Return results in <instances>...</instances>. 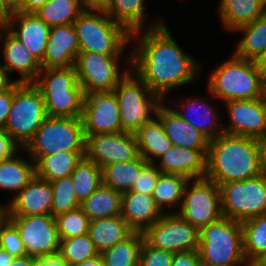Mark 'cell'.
Returning <instances> with one entry per match:
<instances>
[{"mask_svg":"<svg viewBox=\"0 0 266 266\" xmlns=\"http://www.w3.org/2000/svg\"><path fill=\"white\" fill-rule=\"evenodd\" d=\"M134 39L139 43L130 51L131 69L163 99L174 88L193 82L202 68L182 50L164 23L132 33Z\"/></svg>","mask_w":266,"mask_h":266,"instance_id":"cell-1","label":"cell"},{"mask_svg":"<svg viewBox=\"0 0 266 266\" xmlns=\"http://www.w3.org/2000/svg\"><path fill=\"white\" fill-rule=\"evenodd\" d=\"M263 172L257 139L223 133L209 141L205 178L220 186L254 178Z\"/></svg>","mask_w":266,"mask_h":266,"instance_id":"cell-2","label":"cell"},{"mask_svg":"<svg viewBox=\"0 0 266 266\" xmlns=\"http://www.w3.org/2000/svg\"><path fill=\"white\" fill-rule=\"evenodd\" d=\"M33 84L42 94L47 116L82 117L85 93L74 66L42 69Z\"/></svg>","mask_w":266,"mask_h":266,"instance_id":"cell-3","label":"cell"},{"mask_svg":"<svg viewBox=\"0 0 266 266\" xmlns=\"http://www.w3.org/2000/svg\"><path fill=\"white\" fill-rule=\"evenodd\" d=\"M209 93L219 100H250L263 97V79L255 61L234 54L212 71L207 83Z\"/></svg>","mask_w":266,"mask_h":266,"instance_id":"cell-4","label":"cell"},{"mask_svg":"<svg viewBox=\"0 0 266 266\" xmlns=\"http://www.w3.org/2000/svg\"><path fill=\"white\" fill-rule=\"evenodd\" d=\"M73 27L78 37L79 52L123 55V50L131 42V34L104 10H84Z\"/></svg>","mask_w":266,"mask_h":266,"instance_id":"cell-5","label":"cell"},{"mask_svg":"<svg viewBox=\"0 0 266 266\" xmlns=\"http://www.w3.org/2000/svg\"><path fill=\"white\" fill-rule=\"evenodd\" d=\"M200 260L222 266H250L243 249L241 223L222 216L199 230Z\"/></svg>","mask_w":266,"mask_h":266,"instance_id":"cell-6","label":"cell"},{"mask_svg":"<svg viewBox=\"0 0 266 266\" xmlns=\"http://www.w3.org/2000/svg\"><path fill=\"white\" fill-rule=\"evenodd\" d=\"M113 91L119 104L122 132L131 134H135L142 125L152 121L165 101L160 95L152 92L132 69Z\"/></svg>","mask_w":266,"mask_h":266,"instance_id":"cell-7","label":"cell"},{"mask_svg":"<svg viewBox=\"0 0 266 266\" xmlns=\"http://www.w3.org/2000/svg\"><path fill=\"white\" fill-rule=\"evenodd\" d=\"M22 149L35 163L59 151H85L82 119L47 116Z\"/></svg>","mask_w":266,"mask_h":266,"instance_id":"cell-8","label":"cell"},{"mask_svg":"<svg viewBox=\"0 0 266 266\" xmlns=\"http://www.w3.org/2000/svg\"><path fill=\"white\" fill-rule=\"evenodd\" d=\"M47 117L44 99L33 83H14L5 130L23 148Z\"/></svg>","mask_w":266,"mask_h":266,"instance_id":"cell-9","label":"cell"},{"mask_svg":"<svg viewBox=\"0 0 266 266\" xmlns=\"http://www.w3.org/2000/svg\"><path fill=\"white\" fill-rule=\"evenodd\" d=\"M222 215L237 222L266 214V171L243 181L220 186Z\"/></svg>","mask_w":266,"mask_h":266,"instance_id":"cell-10","label":"cell"},{"mask_svg":"<svg viewBox=\"0 0 266 266\" xmlns=\"http://www.w3.org/2000/svg\"><path fill=\"white\" fill-rule=\"evenodd\" d=\"M121 57L122 55L79 52L74 67L84 93L113 91L131 69V54L126 59L128 67L126 66L122 70L120 65Z\"/></svg>","mask_w":266,"mask_h":266,"instance_id":"cell-11","label":"cell"},{"mask_svg":"<svg viewBox=\"0 0 266 266\" xmlns=\"http://www.w3.org/2000/svg\"><path fill=\"white\" fill-rule=\"evenodd\" d=\"M177 213L198 230L219 220L223 216L219 185L207 178L189 180Z\"/></svg>","mask_w":266,"mask_h":266,"instance_id":"cell-12","label":"cell"},{"mask_svg":"<svg viewBox=\"0 0 266 266\" xmlns=\"http://www.w3.org/2000/svg\"><path fill=\"white\" fill-rule=\"evenodd\" d=\"M142 234L150 246L171 253L199 248V230L175 211L164 213Z\"/></svg>","mask_w":266,"mask_h":266,"instance_id":"cell-13","label":"cell"},{"mask_svg":"<svg viewBox=\"0 0 266 266\" xmlns=\"http://www.w3.org/2000/svg\"><path fill=\"white\" fill-rule=\"evenodd\" d=\"M9 220L18 229L27 256L42 258L58 254L60 237L54 216H9Z\"/></svg>","mask_w":266,"mask_h":266,"instance_id":"cell-14","label":"cell"},{"mask_svg":"<svg viewBox=\"0 0 266 266\" xmlns=\"http://www.w3.org/2000/svg\"><path fill=\"white\" fill-rule=\"evenodd\" d=\"M84 157L102 168L110 163L135 160L140 153L135 135L119 132L85 135Z\"/></svg>","mask_w":266,"mask_h":266,"instance_id":"cell-15","label":"cell"},{"mask_svg":"<svg viewBox=\"0 0 266 266\" xmlns=\"http://www.w3.org/2000/svg\"><path fill=\"white\" fill-rule=\"evenodd\" d=\"M81 119L85 135L122 132L115 92L85 94Z\"/></svg>","mask_w":266,"mask_h":266,"instance_id":"cell-16","label":"cell"},{"mask_svg":"<svg viewBox=\"0 0 266 266\" xmlns=\"http://www.w3.org/2000/svg\"><path fill=\"white\" fill-rule=\"evenodd\" d=\"M224 103L230 118V125L224 127V133L254 139L266 134V103L263 97Z\"/></svg>","mask_w":266,"mask_h":266,"instance_id":"cell-17","label":"cell"},{"mask_svg":"<svg viewBox=\"0 0 266 266\" xmlns=\"http://www.w3.org/2000/svg\"><path fill=\"white\" fill-rule=\"evenodd\" d=\"M0 42L3 43L2 54L5 60L2 67L8 75L16 71L21 77L15 82L34 83L42 70L41 62L23 46L22 42L7 27H0Z\"/></svg>","mask_w":266,"mask_h":266,"instance_id":"cell-18","label":"cell"},{"mask_svg":"<svg viewBox=\"0 0 266 266\" xmlns=\"http://www.w3.org/2000/svg\"><path fill=\"white\" fill-rule=\"evenodd\" d=\"M52 200L53 188L51 183L35 176L5 206L9 216L51 214Z\"/></svg>","mask_w":266,"mask_h":266,"instance_id":"cell-19","label":"cell"},{"mask_svg":"<svg viewBox=\"0 0 266 266\" xmlns=\"http://www.w3.org/2000/svg\"><path fill=\"white\" fill-rule=\"evenodd\" d=\"M154 163L161 173L184 176L189 180L205 178L207 171V149H188L174 146Z\"/></svg>","mask_w":266,"mask_h":266,"instance_id":"cell-20","label":"cell"},{"mask_svg":"<svg viewBox=\"0 0 266 266\" xmlns=\"http://www.w3.org/2000/svg\"><path fill=\"white\" fill-rule=\"evenodd\" d=\"M6 27L31 54L36 56L40 62L43 60L46 44L49 40L50 26L35 13L16 11L9 18Z\"/></svg>","mask_w":266,"mask_h":266,"instance_id":"cell-21","label":"cell"},{"mask_svg":"<svg viewBox=\"0 0 266 266\" xmlns=\"http://www.w3.org/2000/svg\"><path fill=\"white\" fill-rule=\"evenodd\" d=\"M79 54V42L73 25L53 26L46 44L42 69L74 66Z\"/></svg>","mask_w":266,"mask_h":266,"instance_id":"cell-22","label":"cell"},{"mask_svg":"<svg viewBox=\"0 0 266 266\" xmlns=\"http://www.w3.org/2000/svg\"><path fill=\"white\" fill-rule=\"evenodd\" d=\"M163 214L152 195L134 191L123 192L121 217L135 232L143 233Z\"/></svg>","mask_w":266,"mask_h":266,"instance_id":"cell-23","label":"cell"},{"mask_svg":"<svg viewBox=\"0 0 266 266\" xmlns=\"http://www.w3.org/2000/svg\"><path fill=\"white\" fill-rule=\"evenodd\" d=\"M156 116L160 119L167 137L174 146L208 149L209 140L165 103L159 107Z\"/></svg>","mask_w":266,"mask_h":266,"instance_id":"cell-24","label":"cell"},{"mask_svg":"<svg viewBox=\"0 0 266 266\" xmlns=\"http://www.w3.org/2000/svg\"><path fill=\"white\" fill-rule=\"evenodd\" d=\"M204 99L201 97L195 98L194 96L193 99L192 97L185 99L188 103L179 100L180 102H177V105L181 108H173V110L211 141L224 133V127H222L223 124H220V120H217L218 116L221 118L220 115ZM191 114H193V118Z\"/></svg>","mask_w":266,"mask_h":266,"instance_id":"cell-25","label":"cell"},{"mask_svg":"<svg viewBox=\"0 0 266 266\" xmlns=\"http://www.w3.org/2000/svg\"><path fill=\"white\" fill-rule=\"evenodd\" d=\"M144 0H108L104 12L116 23L122 25L130 34L163 24L162 19L151 21L144 27L146 14Z\"/></svg>","mask_w":266,"mask_h":266,"instance_id":"cell-26","label":"cell"},{"mask_svg":"<svg viewBox=\"0 0 266 266\" xmlns=\"http://www.w3.org/2000/svg\"><path fill=\"white\" fill-rule=\"evenodd\" d=\"M266 13L261 0H220L218 14L224 29L235 32Z\"/></svg>","mask_w":266,"mask_h":266,"instance_id":"cell-27","label":"cell"},{"mask_svg":"<svg viewBox=\"0 0 266 266\" xmlns=\"http://www.w3.org/2000/svg\"><path fill=\"white\" fill-rule=\"evenodd\" d=\"M134 232L121 215L89 222L88 235L100 253L129 238Z\"/></svg>","mask_w":266,"mask_h":266,"instance_id":"cell-28","label":"cell"},{"mask_svg":"<svg viewBox=\"0 0 266 266\" xmlns=\"http://www.w3.org/2000/svg\"><path fill=\"white\" fill-rule=\"evenodd\" d=\"M134 135L137 139L140 156L149 163H155L156 159L173 145L157 116L142 125Z\"/></svg>","mask_w":266,"mask_h":266,"instance_id":"cell-29","label":"cell"},{"mask_svg":"<svg viewBox=\"0 0 266 266\" xmlns=\"http://www.w3.org/2000/svg\"><path fill=\"white\" fill-rule=\"evenodd\" d=\"M12 156L0 162V189L15 192L16 196L35 176V162L20 156Z\"/></svg>","mask_w":266,"mask_h":266,"instance_id":"cell-30","label":"cell"},{"mask_svg":"<svg viewBox=\"0 0 266 266\" xmlns=\"http://www.w3.org/2000/svg\"><path fill=\"white\" fill-rule=\"evenodd\" d=\"M122 194L102 184L80 207L90 221L113 218L121 215Z\"/></svg>","mask_w":266,"mask_h":266,"instance_id":"cell-31","label":"cell"},{"mask_svg":"<svg viewBox=\"0 0 266 266\" xmlns=\"http://www.w3.org/2000/svg\"><path fill=\"white\" fill-rule=\"evenodd\" d=\"M84 153L85 151H59L45 155L35 163L36 176L48 182L70 176Z\"/></svg>","mask_w":266,"mask_h":266,"instance_id":"cell-32","label":"cell"},{"mask_svg":"<svg viewBox=\"0 0 266 266\" xmlns=\"http://www.w3.org/2000/svg\"><path fill=\"white\" fill-rule=\"evenodd\" d=\"M142 156L129 162L110 163L101 168L102 184L116 191L131 190L141 170L148 164Z\"/></svg>","mask_w":266,"mask_h":266,"instance_id":"cell-33","label":"cell"},{"mask_svg":"<svg viewBox=\"0 0 266 266\" xmlns=\"http://www.w3.org/2000/svg\"><path fill=\"white\" fill-rule=\"evenodd\" d=\"M235 31L244 33L233 52L236 57L255 61L266 51V13Z\"/></svg>","mask_w":266,"mask_h":266,"instance_id":"cell-34","label":"cell"},{"mask_svg":"<svg viewBox=\"0 0 266 266\" xmlns=\"http://www.w3.org/2000/svg\"><path fill=\"white\" fill-rule=\"evenodd\" d=\"M188 178L171 173H161L159 179L154 187L152 197L157 206L164 212L166 207H181L183 200V193Z\"/></svg>","mask_w":266,"mask_h":266,"instance_id":"cell-35","label":"cell"},{"mask_svg":"<svg viewBox=\"0 0 266 266\" xmlns=\"http://www.w3.org/2000/svg\"><path fill=\"white\" fill-rule=\"evenodd\" d=\"M143 240L141 232H134L124 241L102 251L100 256L104 266H139Z\"/></svg>","mask_w":266,"mask_h":266,"instance_id":"cell-36","label":"cell"},{"mask_svg":"<svg viewBox=\"0 0 266 266\" xmlns=\"http://www.w3.org/2000/svg\"><path fill=\"white\" fill-rule=\"evenodd\" d=\"M84 11L79 0H48L34 13L48 26L73 25Z\"/></svg>","mask_w":266,"mask_h":266,"instance_id":"cell-37","label":"cell"},{"mask_svg":"<svg viewBox=\"0 0 266 266\" xmlns=\"http://www.w3.org/2000/svg\"><path fill=\"white\" fill-rule=\"evenodd\" d=\"M70 176L73 180L75 196L80 204L102 185L101 168L85 157L77 164Z\"/></svg>","mask_w":266,"mask_h":266,"instance_id":"cell-38","label":"cell"},{"mask_svg":"<svg viewBox=\"0 0 266 266\" xmlns=\"http://www.w3.org/2000/svg\"><path fill=\"white\" fill-rule=\"evenodd\" d=\"M244 254L249 264L266 250V214L241 223Z\"/></svg>","mask_w":266,"mask_h":266,"instance_id":"cell-39","label":"cell"},{"mask_svg":"<svg viewBox=\"0 0 266 266\" xmlns=\"http://www.w3.org/2000/svg\"><path fill=\"white\" fill-rule=\"evenodd\" d=\"M58 253L69 266L81 263L100 255L88 234L72 238L60 239Z\"/></svg>","mask_w":266,"mask_h":266,"instance_id":"cell-40","label":"cell"},{"mask_svg":"<svg viewBox=\"0 0 266 266\" xmlns=\"http://www.w3.org/2000/svg\"><path fill=\"white\" fill-rule=\"evenodd\" d=\"M53 188V200L51 207V215L57 216L58 214L68 212L80 207L78 202L73 180L71 176L59 178L50 182Z\"/></svg>","mask_w":266,"mask_h":266,"instance_id":"cell-41","label":"cell"},{"mask_svg":"<svg viewBox=\"0 0 266 266\" xmlns=\"http://www.w3.org/2000/svg\"><path fill=\"white\" fill-rule=\"evenodd\" d=\"M60 239L88 234L89 222L81 207L55 216Z\"/></svg>","mask_w":266,"mask_h":266,"instance_id":"cell-42","label":"cell"},{"mask_svg":"<svg viewBox=\"0 0 266 266\" xmlns=\"http://www.w3.org/2000/svg\"><path fill=\"white\" fill-rule=\"evenodd\" d=\"M0 248L16 257L26 256V249L16 226L9 220L0 232Z\"/></svg>","mask_w":266,"mask_h":266,"instance_id":"cell-43","label":"cell"},{"mask_svg":"<svg viewBox=\"0 0 266 266\" xmlns=\"http://www.w3.org/2000/svg\"><path fill=\"white\" fill-rule=\"evenodd\" d=\"M173 253L150 246L143 240L139 266H171Z\"/></svg>","mask_w":266,"mask_h":266,"instance_id":"cell-44","label":"cell"},{"mask_svg":"<svg viewBox=\"0 0 266 266\" xmlns=\"http://www.w3.org/2000/svg\"><path fill=\"white\" fill-rule=\"evenodd\" d=\"M161 171L154 163H148L138 175L133 187L129 191L152 195Z\"/></svg>","mask_w":266,"mask_h":266,"instance_id":"cell-45","label":"cell"},{"mask_svg":"<svg viewBox=\"0 0 266 266\" xmlns=\"http://www.w3.org/2000/svg\"><path fill=\"white\" fill-rule=\"evenodd\" d=\"M22 148L11 138L8 132L0 130V162L17 153Z\"/></svg>","mask_w":266,"mask_h":266,"instance_id":"cell-46","label":"cell"},{"mask_svg":"<svg viewBox=\"0 0 266 266\" xmlns=\"http://www.w3.org/2000/svg\"><path fill=\"white\" fill-rule=\"evenodd\" d=\"M14 84L7 90L0 92V130L5 129L9 111L13 101Z\"/></svg>","mask_w":266,"mask_h":266,"instance_id":"cell-47","label":"cell"},{"mask_svg":"<svg viewBox=\"0 0 266 266\" xmlns=\"http://www.w3.org/2000/svg\"><path fill=\"white\" fill-rule=\"evenodd\" d=\"M200 261L199 250L173 253L171 266H197Z\"/></svg>","mask_w":266,"mask_h":266,"instance_id":"cell-48","label":"cell"},{"mask_svg":"<svg viewBox=\"0 0 266 266\" xmlns=\"http://www.w3.org/2000/svg\"><path fill=\"white\" fill-rule=\"evenodd\" d=\"M37 266H69L60 254L37 258Z\"/></svg>","mask_w":266,"mask_h":266,"instance_id":"cell-49","label":"cell"},{"mask_svg":"<svg viewBox=\"0 0 266 266\" xmlns=\"http://www.w3.org/2000/svg\"><path fill=\"white\" fill-rule=\"evenodd\" d=\"M84 10H105L108 0H79Z\"/></svg>","mask_w":266,"mask_h":266,"instance_id":"cell-50","label":"cell"},{"mask_svg":"<svg viewBox=\"0 0 266 266\" xmlns=\"http://www.w3.org/2000/svg\"><path fill=\"white\" fill-rule=\"evenodd\" d=\"M13 12L6 5V0H0V27H6Z\"/></svg>","mask_w":266,"mask_h":266,"instance_id":"cell-51","label":"cell"},{"mask_svg":"<svg viewBox=\"0 0 266 266\" xmlns=\"http://www.w3.org/2000/svg\"><path fill=\"white\" fill-rule=\"evenodd\" d=\"M14 83L15 80H10L7 71L0 64V92L9 89Z\"/></svg>","mask_w":266,"mask_h":266,"instance_id":"cell-52","label":"cell"},{"mask_svg":"<svg viewBox=\"0 0 266 266\" xmlns=\"http://www.w3.org/2000/svg\"><path fill=\"white\" fill-rule=\"evenodd\" d=\"M9 266H37V258L27 255L16 257Z\"/></svg>","mask_w":266,"mask_h":266,"instance_id":"cell-53","label":"cell"},{"mask_svg":"<svg viewBox=\"0 0 266 266\" xmlns=\"http://www.w3.org/2000/svg\"><path fill=\"white\" fill-rule=\"evenodd\" d=\"M48 0H24V12L34 13L42 7Z\"/></svg>","mask_w":266,"mask_h":266,"instance_id":"cell-54","label":"cell"},{"mask_svg":"<svg viewBox=\"0 0 266 266\" xmlns=\"http://www.w3.org/2000/svg\"><path fill=\"white\" fill-rule=\"evenodd\" d=\"M260 159L263 169L266 171V134L257 139Z\"/></svg>","mask_w":266,"mask_h":266,"instance_id":"cell-55","label":"cell"},{"mask_svg":"<svg viewBox=\"0 0 266 266\" xmlns=\"http://www.w3.org/2000/svg\"><path fill=\"white\" fill-rule=\"evenodd\" d=\"M255 63L262 79H266V51L255 60Z\"/></svg>","mask_w":266,"mask_h":266,"instance_id":"cell-56","label":"cell"},{"mask_svg":"<svg viewBox=\"0 0 266 266\" xmlns=\"http://www.w3.org/2000/svg\"><path fill=\"white\" fill-rule=\"evenodd\" d=\"M6 5L12 12H24V0H6Z\"/></svg>","mask_w":266,"mask_h":266,"instance_id":"cell-57","label":"cell"},{"mask_svg":"<svg viewBox=\"0 0 266 266\" xmlns=\"http://www.w3.org/2000/svg\"><path fill=\"white\" fill-rule=\"evenodd\" d=\"M14 259V256L0 248V266H9Z\"/></svg>","mask_w":266,"mask_h":266,"instance_id":"cell-58","label":"cell"},{"mask_svg":"<svg viewBox=\"0 0 266 266\" xmlns=\"http://www.w3.org/2000/svg\"><path fill=\"white\" fill-rule=\"evenodd\" d=\"M74 266H104L101 256H96L92 259L75 264Z\"/></svg>","mask_w":266,"mask_h":266,"instance_id":"cell-59","label":"cell"},{"mask_svg":"<svg viewBox=\"0 0 266 266\" xmlns=\"http://www.w3.org/2000/svg\"><path fill=\"white\" fill-rule=\"evenodd\" d=\"M9 221V214L5 205L0 204V232L3 226Z\"/></svg>","mask_w":266,"mask_h":266,"instance_id":"cell-60","label":"cell"},{"mask_svg":"<svg viewBox=\"0 0 266 266\" xmlns=\"http://www.w3.org/2000/svg\"><path fill=\"white\" fill-rule=\"evenodd\" d=\"M250 266H266V250L260 253L251 263Z\"/></svg>","mask_w":266,"mask_h":266,"instance_id":"cell-61","label":"cell"},{"mask_svg":"<svg viewBox=\"0 0 266 266\" xmlns=\"http://www.w3.org/2000/svg\"><path fill=\"white\" fill-rule=\"evenodd\" d=\"M197 266H222V265H219V264H210V263H207V262H204V261L200 260L198 262V265Z\"/></svg>","mask_w":266,"mask_h":266,"instance_id":"cell-62","label":"cell"},{"mask_svg":"<svg viewBox=\"0 0 266 266\" xmlns=\"http://www.w3.org/2000/svg\"><path fill=\"white\" fill-rule=\"evenodd\" d=\"M263 99L266 103V79L263 80Z\"/></svg>","mask_w":266,"mask_h":266,"instance_id":"cell-63","label":"cell"},{"mask_svg":"<svg viewBox=\"0 0 266 266\" xmlns=\"http://www.w3.org/2000/svg\"><path fill=\"white\" fill-rule=\"evenodd\" d=\"M261 1L263 3L264 7L266 8V0H261Z\"/></svg>","mask_w":266,"mask_h":266,"instance_id":"cell-64","label":"cell"}]
</instances>
